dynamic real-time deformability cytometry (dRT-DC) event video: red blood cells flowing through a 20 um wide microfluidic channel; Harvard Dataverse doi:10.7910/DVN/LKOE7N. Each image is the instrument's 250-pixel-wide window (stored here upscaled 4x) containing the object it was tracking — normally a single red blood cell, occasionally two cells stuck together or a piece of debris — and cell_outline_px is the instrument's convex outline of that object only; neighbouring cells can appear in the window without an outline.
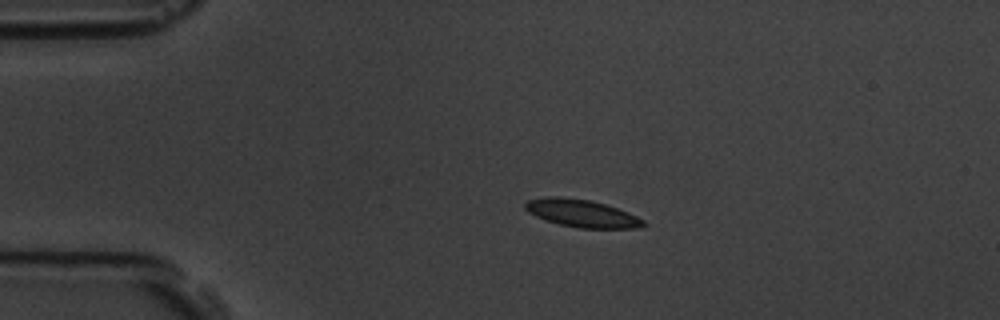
{"species": "common noctule bat (a hibernating species)", "species_latin": "Nyctalus noctula", "temperature_condition": "room temperature", "stored_images_in_passage": 46, "camera_frame_rate_fps": 3000, "um_per_image_px": 0.085, "animal": {"sex": "male", "body_mass_g": 19.5, "forearm_length_mm": 54.6}, "frame": {"image": 1, "passage_image": 1, "time_ms": 0.0, "image_size_px": [1000, 320], "cell_outline_px": [[648, 224], [640, 228], [580, 228], [560, 224], [544, 220], [528, 212], [524, 208], [524, 204], [528, 200], [548, 196], [556, 196], [588, 200], [604, 204], [628, 212], [644, 220]], "centroid_in_image_um": [49.45, 18.14], "position_along_channel_um": 35.6, "area_um2": 18.9}}
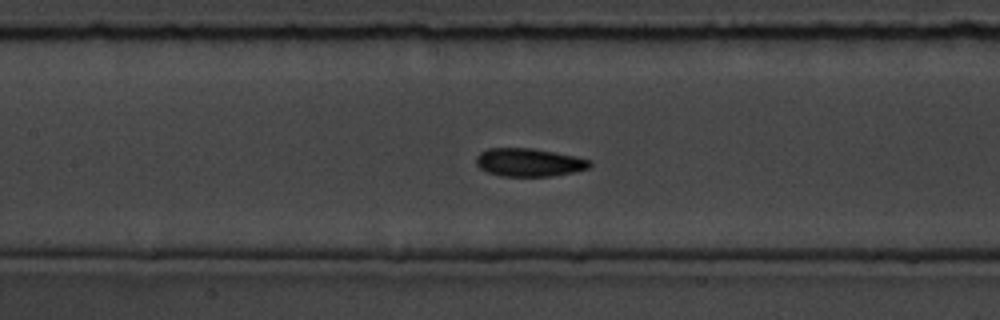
{"frame": {"image": 2, "passage_image": 15, "time_ms": 4.667, "image_size_px": [1000, 320], "cell_outline_px": [[592, 164], [588, 168], [572, 172], [552, 176], [500, 176], [488, 172], [480, 168], [476, 164], [476, 156], [480, 152], [488, 148], [532, 148], [592, 160]], "centroid_in_image_um": [44.93, 13.8], "position_along_channel_um": 162.5, "area_um2": 18.5}}
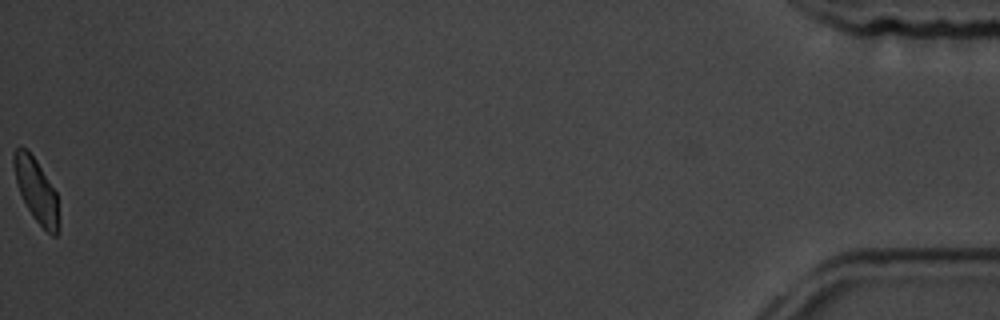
{"frame": {"image": 3, "passage_image": 46, "time_ms": 15.0, "image_size_px": [1000, 320], "cell_outline_px": [[60, 228], [56, 236], [52, 236], [32, 216], [20, 192], [16, 180], [12, 164], [12, 152], [16, 148], [24, 148], [36, 160], [56, 192]], "centroid_in_image_um": [3.09, 16.2], "position_along_channel_um": 432.1, "area_um2": 16.47}, "authors_computed_cell_mechanics": {"area_um2": 18.4093, "velocity_mm_per_s": 3.5921, "shape_relaxation_time_tau1_ms": 3.1563, "shape_relaxation_time_tau2_ms": 1.2966, "deformation_change_tau1": 0.1051, "deformation_change_tau2": 0.0655}}